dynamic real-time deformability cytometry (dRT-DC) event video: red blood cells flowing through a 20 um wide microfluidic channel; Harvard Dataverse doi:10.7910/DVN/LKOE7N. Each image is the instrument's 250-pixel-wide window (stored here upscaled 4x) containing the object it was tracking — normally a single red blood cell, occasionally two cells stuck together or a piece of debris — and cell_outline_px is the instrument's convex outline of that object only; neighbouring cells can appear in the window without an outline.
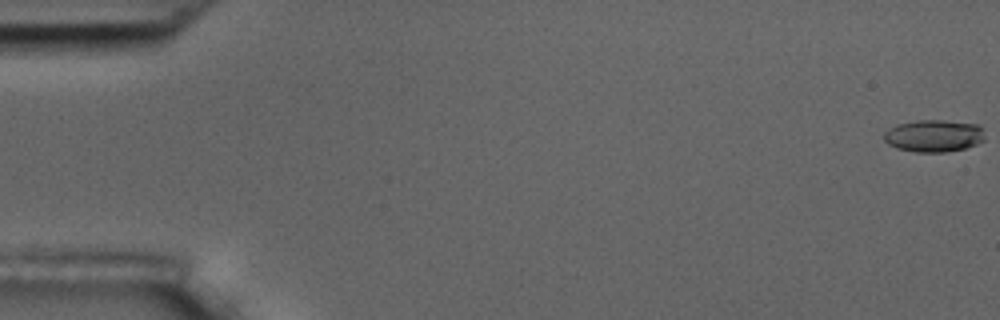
{"species": "common noctule bat (a hibernating species)", "species_latin": "Nyctalus noctula", "temperature_condition": "room temperature", "stored_images_in_passage": 56, "camera_frame_rate_fps": 3000, "um_per_image_px": 0.085, "animal": {"sex": "male", "body_mass_g": 17.5, "forearm_length_mm": 52.3}, "frame": {"image": 1, "passage_image": 1, "time_ms": 0.0, "image_size_px": [1000, 320], "cell_outline_px": [[984, 140], [976, 144], [964, 148], [948, 152], [916, 152], [896, 148], [888, 144], [884, 140], [884, 132], [888, 128], [896, 124], [916, 120], [944, 120], [976, 124], [980, 128], [984, 136]], "centroid_in_image_um": [79.32, 11.54], "position_along_channel_um": 5.7, "area_um2": 18.96}}
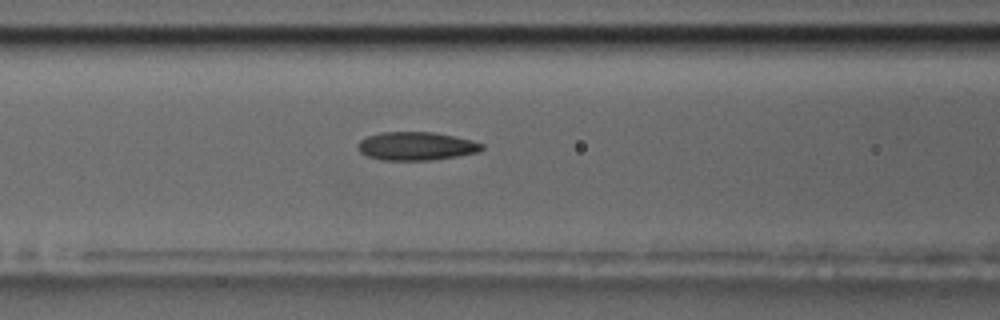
{"frame": {"image": 2, "passage_image": 24, "time_ms": 7.667, "image_size_px": [1000, 320], "cell_outline_px": [[484, 148], [476, 152], [456, 156], [432, 160], [380, 160], [368, 156], [360, 152], [356, 144], [360, 140], [368, 136], [380, 132], [432, 132], [452, 136], [484, 144]], "centroid_in_image_um": [35.32, 12.42], "position_along_channel_um": 131.3, "area_um2": 20.29}}
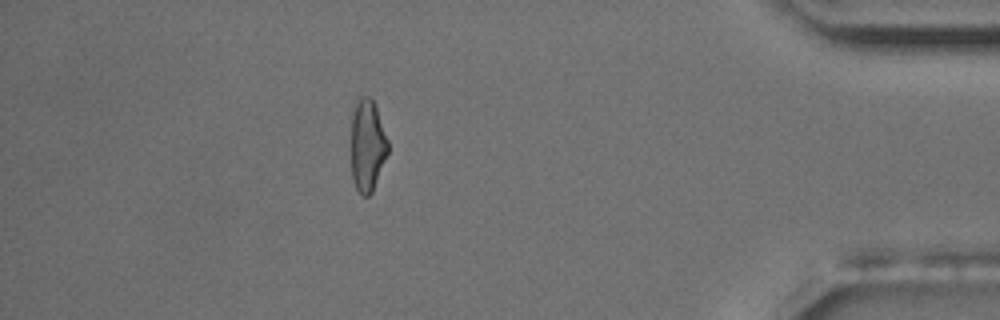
{"frame": {"image": 3, "passage_image": 50, "time_ms": 16.333, "image_size_px": [1000, 320], "cell_outline_px": [[388, 152], [372, 192], [368, 196], [364, 196], [356, 188], [352, 180], [352, 104], [356, 96], [360, 92], [368, 96], [376, 104], [388, 140]], "centroid_in_image_um": [31.21, 12.24], "position_along_channel_um": 404.0, "area_um2": 20.17}, "authors_computed_cell_mechanics": {"area_um2": 20.2589, "velocity_mm_per_s": 3.6604, "shape_relaxation_time_tau1_ms": 10.0838, "shape_relaxation_time_tau2_ms": 2.5019, "deformation_change_tau1": 0.2189, "deformation_change_tau2": 0.0995}}